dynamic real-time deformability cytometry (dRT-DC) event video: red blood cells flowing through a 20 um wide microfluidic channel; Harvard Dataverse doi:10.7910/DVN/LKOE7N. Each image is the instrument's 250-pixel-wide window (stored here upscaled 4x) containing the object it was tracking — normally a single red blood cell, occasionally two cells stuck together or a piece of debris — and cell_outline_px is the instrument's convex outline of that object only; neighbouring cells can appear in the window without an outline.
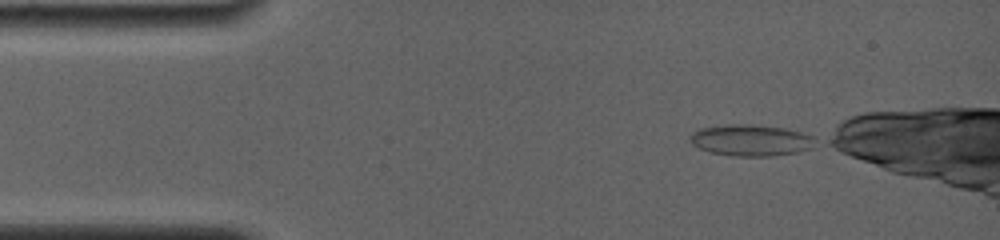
{"species": "common noctule bat (a hibernating species)", "species_latin": "Nyctalus noctula", "temperature_condition": "room temperature", "stored_images_in_passage": 53, "camera_frame_rate_fps": 4000, "um_per_image_px": 0.085, "animal": {"sex": "female", "body_mass_g": 19.0, "forearm_length_mm": 56.7}, "frame": {"image": 1, "passage_image": 1, "time_ms": 0.0, "image_size_px": [1000, 240], "cell_outline_px": [[820, 144], [812, 148], [796, 152], [772, 156], [732, 156], [708, 152], [692, 144], [688, 140], [688, 136], [692, 132], [700, 128], [728, 124], [752, 124], [784, 128], [800, 132], [812, 136], [820, 140]], "centroid_in_image_um": [63.84, 11.92], "position_along_channel_um": 21.2, "area_um2": 23.35}}
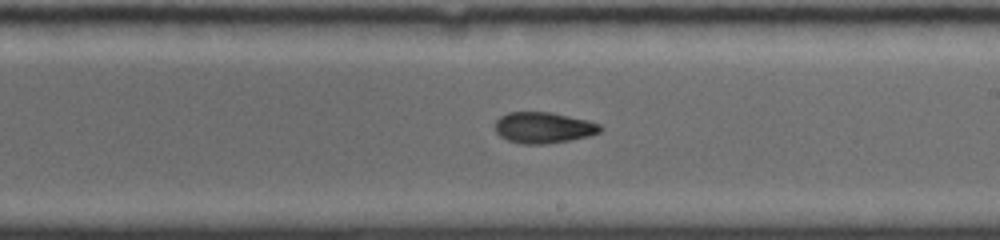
{"frame": {"image": 2, "passage_image": 31, "time_ms": 7.5, "image_size_px": [1000, 240], "cell_outline_px": [[604, 128], [600, 132], [588, 136], [568, 140], [544, 144], [520, 144], [508, 140], [500, 136], [496, 132], [496, 120], [500, 116], [508, 112], [552, 112], [588, 120], [600, 124]], "centroid_in_image_um": [46.2, 10.84], "position_along_channel_um": 242.8, "area_um2": 19.07}}
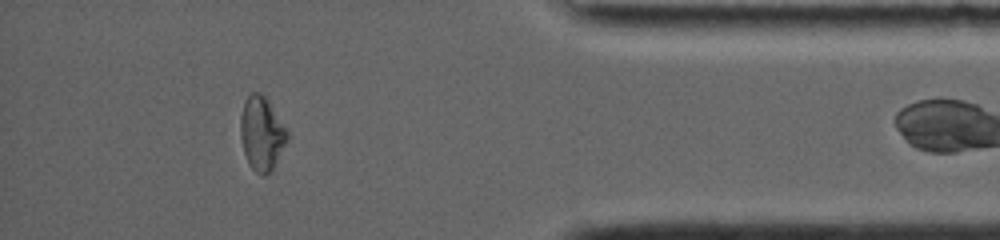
{"frame": {"image": 3, "passage_image": 51, "time_ms": 12.5, "image_size_px": [1000, 240], "cell_outline_px": [[288, 136], [272, 172], [264, 176], [260, 176], [248, 164], [244, 152], [240, 136], [240, 116], [244, 100], [252, 92], [260, 92], [264, 96], [288, 132]], "centroid_in_image_um": [22.21, 11.38], "position_along_channel_um": 413.0, "area_um2": 19.94}}